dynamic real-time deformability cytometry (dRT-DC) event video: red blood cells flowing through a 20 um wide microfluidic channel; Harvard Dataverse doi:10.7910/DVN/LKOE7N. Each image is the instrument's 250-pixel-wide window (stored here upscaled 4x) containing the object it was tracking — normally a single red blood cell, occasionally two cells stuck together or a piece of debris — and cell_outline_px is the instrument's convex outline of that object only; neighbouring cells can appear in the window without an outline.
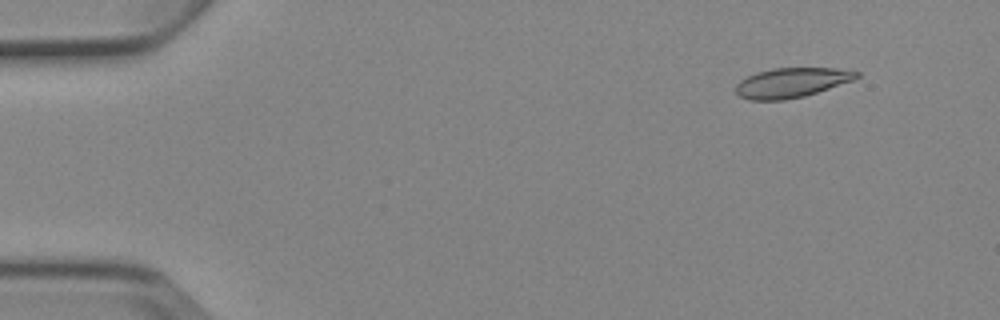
{"species": "Egyptian fruit bat (a non-hibernating species)", "species_latin": "Rousettus aegyptiacus", "temperature_condition": "cold", "stored_images_in_passage": 5, "camera_frame_rate_fps": 3000, "um_per_image_px": 0.085, "animal": {"sex": "female"}, "frame": {"image": 1, "passage_image": 2, "time_ms": 1.0, "image_size_px": [1000, 320], "cell_outline_px": [[860, 76], [852, 80], [804, 96], [784, 100], [748, 100], [740, 96], [736, 92], [736, 84], [740, 80], [756, 72], [772, 68], [836, 68], [860, 72]], "centroid_in_image_um": [67.25, 7.02], "position_along_channel_um": 17.8, "area_um2": 20.75}}